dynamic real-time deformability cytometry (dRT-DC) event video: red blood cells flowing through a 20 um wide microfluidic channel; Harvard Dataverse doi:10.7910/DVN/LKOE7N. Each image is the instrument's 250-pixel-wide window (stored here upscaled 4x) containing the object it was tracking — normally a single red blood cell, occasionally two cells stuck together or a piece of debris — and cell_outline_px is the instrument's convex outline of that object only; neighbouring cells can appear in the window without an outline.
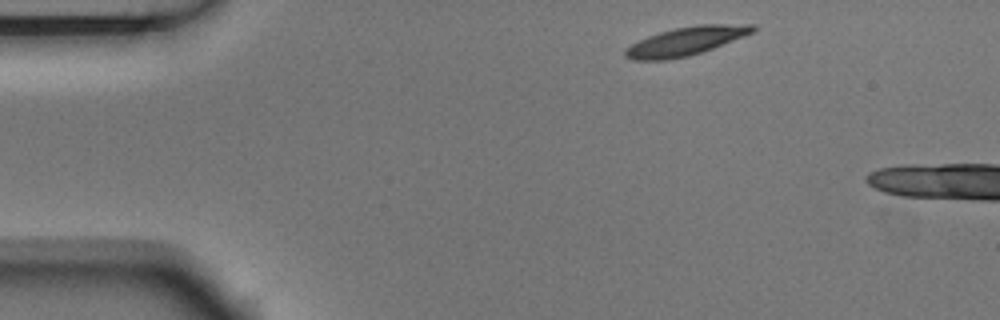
{"species": "Egyptian fruit bat (a non-hibernating species)", "species_latin": "Rousettus aegyptiacus", "temperature_condition": "room temperature", "stored_images_in_passage": 3, "camera_frame_rate_fps": 3000, "um_per_image_px": 0.085, "animal": {"sex": "male"}, "frame": {"image": 1, "passage_image": 1, "time_ms": 0.0, "image_size_px": [1000, 320], "cell_outline_px": [[756, 28], [752, 32], [712, 48], [688, 56], [668, 60], [632, 60], [624, 56], [624, 48], [648, 36], [660, 32], [676, 28], [696, 24], [756, 24]], "centroid_in_image_um": [58.25, 3.5], "position_along_channel_um": 26.7, "area_um2": 20.92}}